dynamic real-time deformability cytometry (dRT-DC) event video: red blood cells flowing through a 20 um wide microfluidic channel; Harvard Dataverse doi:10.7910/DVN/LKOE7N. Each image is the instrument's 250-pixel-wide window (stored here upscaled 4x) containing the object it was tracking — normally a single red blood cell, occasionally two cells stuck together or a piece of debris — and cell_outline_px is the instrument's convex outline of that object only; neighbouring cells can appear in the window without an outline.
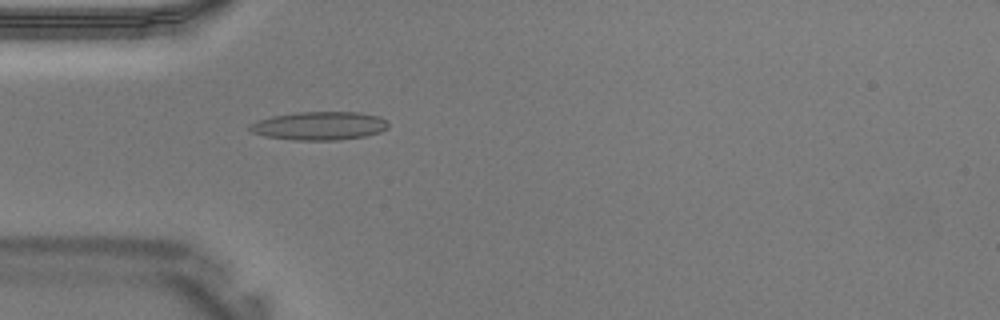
{"species": "Egyptian fruit bat (a non-hibernating species)", "species_latin": "Rousettus aegyptiacus", "temperature_condition": "warm", "stored_images_in_passage": 40, "camera_frame_rate_fps": 3000, "um_per_image_px": 0.085, "animal": {"sex": "male"}, "frame": {"image": 1, "passage_image": 12, "time_ms": 3.667, "image_size_px": [1000, 320], "cell_outline_px": [[388, 128], [380, 132], [364, 136], [340, 140], [296, 140], [268, 136], [252, 132], [248, 128], [256, 120], [272, 116], [296, 112], [360, 112], [380, 116], [388, 120]], "centroid_in_image_um": [27.2, 10.68], "position_along_channel_um": 57.8, "area_um2": 22.95}}
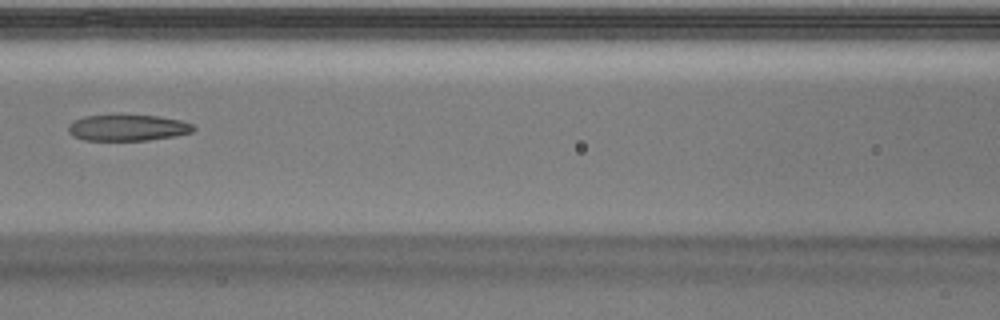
{"frame": {"image": 2, "passage_image": 18, "time_ms": 5.667, "image_size_px": [1000, 320], "cell_outline_px": [[196, 128], [192, 132], [172, 136], [148, 140], [84, 140], [72, 136], [68, 132], [68, 124], [84, 116], [160, 116], [180, 120], [192, 124]], "centroid_in_image_um": [10.84, 10.87], "position_along_channel_um": 155.8, "area_um2": 18.79}}